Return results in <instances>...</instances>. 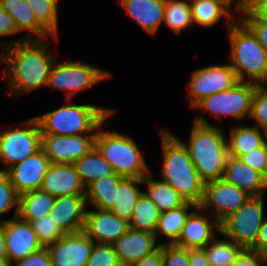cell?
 I'll list each match as a JSON object with an SVG mask.
<instances>
[{"mask_svg":"<svg viewBox=\"0 0 267 266\" xmlns=\"http://www.w3.org/2000/svg\"><path fill=\"white\" fill-rule=\"evenodd\" d=\"M3 47L0 61L5 64L4 76H8L7 86L12 95L47 87L51 68L57 60L44 39L22 37Z\"/></svg>","mask_w":267,"mask_h":266,"instance_id":"obj_1","label":"cell"},{"mask_svg":"<svg viewBox=\"0 0 267 266\" xmlns=\"http://www.w3.org/2000/svg\"><path fill=\"white\" fill-rule=\"evenodd\" d=\"M188 143H184L201 179L209 181L223 178L228 158V143L222 130L197 115Z\"/></svg>","mask_w":267,"mask_h":266,"instance_id":"obj_2","label":"cell"},{"mask_svg":"<svg viewBox=\"0 0 267 266\" xmlns=\"http://www.w3.org/2000/svg\"><path fill=\"white\" fill-rule=\"evenodd\" d=\"M163 149L162 181L173 187L187 202L200 205L205 182L198 174L187 148L169 131L160 132Z\"/></svg>","mask_w":267,"mask_h":266,"instance_id":"obj_3","label":"cell"},{"mask_svg":"<svg viewBox=\"0 0 267 266\" xmlns=\"http://www.w3.org/2000/svg\"><path fill=\"white\" fill-rule=\"evenodd\" d=\"M238 20L239 25L233 22L227 30L230 66L241 82H247V75L248 82L267 84V50L259 43L252 30L241 19Z\"/></svg>","mask_w":267,"mask_h":266,"instance_id":"obj_4","label":"cell"},{"mask_svg":"<svg viewBox=\"0 0 267 266\" xmlns=\"http://www.w3.org/2000/svg\"><path fill=\"white\" fill-rule=\"evenodd\" d=\"M112 109L90 104H65L52 112L35 117L42 134L82 135L96 134L93 131L103 126ZM92 131V133H90Z\"/></svg>","mask_w":267,"mask_h":266,"instance_id":"obj_5","label":"cell"},{"mask_svg":"<svg viewBox=\"0 0 267 266\" xmlns=\"http://www.w3.org/2000/svg\"><path fill=\"white\" fill-rule=\"evenodd\" d=\"M96 131L95 148L123 178H144L150 171L138 145L129 135Z\"/></svg>","mask_w":267,"mask_h":266,"instance_id":"obj_6","label":"cell"},{"mask_svg":"<svg viewBox=\"0 0 267 266\" xmlns=\"http://www.w3.org/2000/svg\"><path fill=\"white\" fill-rule=\"evenodd\" d=\"M263 206V196L250 197L220 222L219 234L232 239L244 249H252L265 219Z\"/></svg>","mask_w":267,"mask_h":266,"instance_id":"obj_7","label":"cell"},{"mask_svg":"<svg viewBox=\"0 0 267 266\" xmlns=\"http://www.w3.org/2000/svg\"><path fill=\"white\" fill-rule=\"evenodd\" d=\"M22 124L24 127L0 131V161L6 164L0 173L42 149V133L37 119Z\"/></svg>","mask_w":267,"mask_h":266,"instance_id":"obj_8","label":"cell"},{"mask_svg":"<svg viewBox=\"0 0 267 266\" xmlns=\"http://www.w3.org/2000/svg\"><path fill=\"white\" fill-rule=\"evenodd\" d=\"M258 85L251 82H238L233 88L207 96L194 109H202L221 116L234 117L241 121L251 115L252 97Z\"/></svg>","mask_w":267,"mask_h":266,"instance_id":"obj_9","label":"cell"},{"mask_svg":"<svg viewBox=\"0 0 267 266\" xmlns=\"http://www.w3.org/2000/svg\"><path fill=\"white\" fill-rule=\"evenodd\" d=\"M53 66L47 86L63 90V92L67 91L66 99L69 100L76 92L111 77L110 73L103 71L101 68L73 60L59 65L54 63Z\"/></svg>","mask_w":267,"mask_h":266,"instance_id":"obj_10","label":"cell"},{"mask_svg":"<svg viewBox=\"0 0 267 266\" xmlns=\"http://www.w3.org/2000/svg\"><path fill=\"white\" fill-rule=\"evenodd\" d=\"M238 82L240 81L230 64L198 68L192 73L188 87L190 107L194 108L207 96L233 88Z\"/></svg>","mask_w":267,"mask_h":266,"instance_id":"obj_11","label":"cell"},{"mask_svg":"<svg viewBox=\"0 0 267 266\" xmlns=\"http://www.w3.org/2000/svg\"><path fill=\"white\" fill-rule=\"evenodd\" d=\"M96 134H42V149L52 164H73L95 147Z\"/></svg>","mask_w":267,"mask_h":266,"instance_id":"obj_12","label":"cell"},{"mask_svg":"<svg viewBox=\"0 0 267 266\" xmlns=\"http://www.w3.org/2000/svg\"><path fill=\"white\" fill-rule=\"evenodd\" d=\"M251 196L224 179L205 183L204 197L199 205L202 210L214 207L210 215L219 222L238 210Z\"/></svg>","mask_w":267,"mask_h":266,"instance_id":"obj_13","label":"cell"},{"mask_svg":"<svg viewBox=\"0 0 267 266\" xmlns=\"http://www.w3.org/2000/svg\"><path fill=\"white\" fill-rule=\"evenodd\" d=\"M94 244L83 231L64 234L46 247L52 266H86Z\"/></svg>","mask_w":267,"mask_h":266,"instance_id":"obj_14","label":"cell"},{"mask_svg":"<svg viewBox=\"0 0 267 266\" xmlns=\"http://www.w3.org/2000/svg\"><path fill=\"white\" fill-rule=\"evenodd\" d=\"M51 162L43 149L8 168L4 174L9 178L20 195L39 190Z\"/></svg>","mask_w":267,"mask_h":266,"instance_id":"obj_15","label":"cell"},{"mask_svg":"<svg viewBox=\"0 0 267 266\" xmlns=\"http://www.w3.org/2000/svg\"><path fill=\"white\" fill-rule=\"evenodd\" d=\"M86 210L83 232L98 244H113L129 230V221L121 219L110 210Z\"/></svg>","mask_w":267,"mask_h":266,"instance_id":"obj_16","label":"cell"},{"mask_svg":"<svg viewBox=\"0 0 267 266\" xmlns=\"http://www.w3.org/2000/svg\"><path fill=\"white\" fill-rule=\"evenodd\" d=\"M4 237L6 257L12 263L43 248L30 222L22 220L19 216L4 220Z\"/></svg>","mask_w":267,"mask_h":266,"instance_id":"obj_17","label":"cell"},{"mask_svg":"<svg viewBox=\"0 0 267 266\" xmlns=\"http://www.w3.org/2000/svg\"><path fill=\"white\" fill-rule=\"evenodd\" d=\"M85 195H64L55 197L50 218L64 234L83 231L86 217Z\"/></svg>","mask_w":267,"mask_h":266,"instance_id":"obj_18","label":"cell"},{"mask_svg":"<svg viewBox=\"0 0 267 266\" xmlns=\"http://www.w3.org/2000/svg\"><path fill=\"white\" fill-rule=\"evenodd\" d=\"M197 210L199 213L193 210L189 215L178 239L173 244L186 249L204 248L215 238L214 232H220V222L216 218L212 217V221H209L210 214L205 216L200 206Z\"/></svg>","mask_w":267,"mask_h":266,"instance_id":"obj_19","label":"cell"},{"mask_svg":"<svg viewBox=\"0 0 267 266\" xmlns=\"http://www.w3.org/2000/svg\"><path fill=\"white\" fill-rule=\"evenodd\" d=\"M40 190L51 196L85 195L86 187L73 164H50Z\"/></svg>","mask_w":267,"mask_h":266,"instance_id":"obj_20","label":"cell"},{"mask_svg":"<svg viewBox=\"0 0 267 266\" xmlns=\"http://www.w3.org/2000/svg\"><path fill=\"white\" fill-rule=\"evenodd\" d=\"M156 240L153 233L129 228L112 246L121 265L130 266L157 250L160 244L156 246Z\"/></svg>","mask_w":267,"mask_h":266,"instance_id":"obj_21","label":"cell"},{"mask_svg":"<svg viewBox=\"0 0 267 266\" xmlns=\"http://www.w3.org/2000/svg\"><path fill=\"white\" fill-rule=\"evenodd\" d=\"M222 179L251 197L263 196L267 189V179L246 165L241 158L228 156Z\"/></svg>","mask_w":267,"mask_h":266,"instance_id":"obj_22","label":"cell"},{"mask_svg":"<svg viewBox=\"0 0 267 266\" xmlns=\"http://www.w3.org/2000/svg\"><path fill=\"white\" fill-rule=\"evenodd\" d=\"M129 16L143 30L155 35L163 23L165 0H119Z\"/></svg>","mask_w":267,"mask_h":266,"instance_id":"obj_23","label":"cell"},{"mask_svg":"<svg viewBox=\"0 0 267 266\" xmlns=\"http://www.w3.org/2000/svg\"><path fill=\"white\" fill-rule=\"evenodd\" d=\"M1 7L9 13L18 32L28 30L26 39H46L50 34L36 21L32 9L25 0H0Z\"/></svg>","mask_w":267,"mask_h":266,"instance_id":"obj_24","label":"cell"},{"mask_svg":"<svg viewBox=\"0 0 267 266\" xmlns=\"http://www.w3.org/2000/svg\"><path fill=\"white\" fill-rule=\"evenodd\" d=\"M265 142L266 131L256 126H238L232 128L230 131V140L227 141L228 155L241 158L244 154L261 147Z\"/></svg>","mask_w":267,"mask_h":266,"instance_id":"obj_25","label":"cell"},{"mask_svg":"<svg viewBox=\"0 0 267 266\" xmlns=\"http://www.w3.org/2000/svg\"><path fill=\"white\" fill-rule=\"evenodd\" d=\"M193 23L204 27H211L226 16L227 29L231 26L233 19L231 9L221 0H190Z\"/></svg>","mask_w":267,"mask_h":266,"instance_id":"obj_26","label":"cell"},{"mask_svg":"<svg viewBox=\"0 0 267 266\" xmlns=\"http://www.w3.org/2000/svg\"><path fill=\"white\" fill-rule=\"evenodd\" d=\"M150 173L143 178V184L147 185L144 193L161 212L179 208L187 203L185 198L167 182L154 180Z\"/></svg>","mask_w":267,"mask_h":266,"instance_id":"obj_27","label":"cell"},{"mask_svg":"<svg viewBox=\"0 0 267 266\" xmlns=\"http://www.w3.org/2000/svg\"><path fill=\"white\" fill-rule=\"evenodd\" d=\"M143 178H123L117 187L115 202L110 211L121 219L129 221L138 199L144 193L138 188Z\"/></svg>","mask_w":267,"mask_h":266,"instance_id":"obj_28","label":"cell"},{"mask_svg":"<svg viewBox=\"0 0 267 266\" xmlns=\"http://www.w3.org/2000/svg\"><path fill=\"white\" fill-rule=\"evenodd\" d=\"M55 197L42 190H34L19 195L18 216L27 222L50 214Z\"/></svg>","mask_w":267,"mask_h":266,"instance_id":"obj_29","label":"cell"},{"mask_svg":"<svg viewBox=\"0 0 267 266\" xmlns=\"http://www.w3.org/2000/svg\"><path fill=\"white\" fill-rule=\"evenodd\" d=\"M123 177L114 174L101 177L86 187V203L90 202L95 208L110 210L115 202L116 191Z\"/></svg>","mask_w":267,"mask_h":266,"instance_id":"obj_30","label":"cell"},{"mask_svg":"<svg viewBox=\"0 0 267 266\" xmlns=\"http://www.w3.org/2000/svg\"><path fill=\"white\" fill-rule=\"evenodd\" d=\"M73 165L85 187L101 177L115 174L113 167L95 147L76 160Z\"/></svg>","mask_w":267,"mask_h":266,"instance_id":"obj_31","label":"cell"},{"mask_svg":"<svg viewBox=\"0 0 267 266\" xmlns=\"http://www.w3.org/2000/svg\"><path fill=\"white\" fill-rule=\"evenodd\" d=\"M192 208H198V205L195 203L187 202L185 205L173 209L161 212L160 218L157 222L155 236L157 238V233L160 232L169 238L167 242L173 244L179 237L182 227L185 225L189 215L192 213H188L187 210Z\"/></svg>","mask_w":267,"mask_h":266,"instance_id":"obj_32","label":"cell"},{"mask_svg":"<svg viewBox=\"0 0 267 266\" xmlns=\"http://www.w3.org/2000/svg\"><path fill=\"white\" fill-rule=\"evenodd\" d=\"M160 215L159 208L143 193L135 205L129 220V227L134 230L155 234Z\"/></svg>","mask_w":267,"mask_h":266,"instance_id":"obj_33","label":"cell"},{"mask_svg":"<svg viewBox=\"0 0 267 266\" xmlns=\"http://www.w3.org/2000/svg\"><path fill=\"white\" fill-rule=\"evenodd\" d=\"M217 241L216 237L203 249L212 266H232L237 257L244 250L232 239Z\"/></svg>","mask_w":267,"mask_h":266,"instance_id":"obj_34","label":"cell"},{"mask_svg":"<svg viewBox=\"0 0 267 266\" xmlns=\"http://www.w3.org/2000/svg\"><path fill=\"white\" fill-rule=\"evenodd\" d=\"M190 0H165L163 22L175 33L193 25Z\"/></svg>","mask_w":267,"mask_h":266,"instance_id":"obj_35","label":"cell"},{"mask_svg":"<svg viewBox=\"0 0 267 266\" xmlns=\"http://www.w3.org/2000/svg\"><path fill=\"white\" fill-rule=\"evenodd\" d=\"M32 12L36 21L53 37L58 39V1L61 0H25Z\"/></svg>","mask_w":267,"mask_h":266,"instance_id":"obj_36","label":"cell"},{"mask_svg":"<svg viewBox=\"0 0 267 266\" xmlns=\"http://www.w3.org/2000/svg\"><path fill=\"white\" fill-rule=\"evenodd\" d=\"M37 239L43 247L53 244L56 240L61 238L64 233L54 223L50 215L43 216L39 219L30 222Z\"/></svg>","mask_w":267,"mask_h":266,"instance_id":"obj_37","label":"cell"},{"mask_svg":"<svg viewBox=\"0 0 267 266\" xmlns=\"http://www.w3.org/2000/svg\"><path fill=\"white\" fill-rule=\"evenodd\" d=\"M250 118L256 121V127L267 132V87L258 85L252 97Z\"/></svg>","mask_w":267,"mask_h":266,"instance_id":"obj_38","label":"cell"},{"mask_svg":"<svg viewBox=\"0 0 267 266\" xmlns=\"http://www.w3.org/2000/svg\"><path fill=\"white\" fill-rule=\"evenodd\" d=\"M14 206L16 210L13 217H16L19 212V194L9 178L4 173H0V215L7 213Z\"/></svg>","mask_w":267,"mask_h":266,"instance_id":"obj_39","label":"cell"},{"mask_svg":"<svg viewBox=\"0 0 267 266\" xmlns=\"http://www.w3.org/2000/svg\"><path fill=\"white\" fill-rule=\"evenodd\" d=\"M86 266H122L112 244H94Z\"/></svg>","mask_w":267,"mask_h":266,"instance_id":"obj_40","label":"cell"},{"mask_svg":"<svg viewBox=\"0 0 267 266\" xmlns=\"http://www.w3.org/2000/svg\"><path fill=\"white\" fill-rule=\"evenodd\" d=\"M236 8L243 13L239 19L267 20V0H239Z\"/></svg>","mask_w":267,"mask_h":266,"instance_id":"obj_41","label":"cell"},{"mask_svg":"<svg viewBox=\"0 0 267 266\" xmlns=\"http://www.w3.org/2000/svg\"><path fill=\"white\" fill-rule=\"evenodd\" d=\"M163 266H189L188 249L175 244L162 243Z\"/></svg>","mask_w":267,"mask_h":266,"instance_id":"obj_42","label":"cell"},{"mask_svg":"<svg viewBox=\"0 0 267 266\" xmlns=\"http://www.w3.org/2000/svg\"><path fill=\"white\" fill-rule=\"evenodd\" d=\"M241 160L267 179V141L261 147L244 154Z\"/></svg>","mask_w":267,"mask_h":266,"instance_id":"obj_43","label":"cell"},{"mask_svg":"<svg viewBox=\"0 0 267 266\" xmlns=\"http://www.w3.org/2000/svg\"><path fill=\"white\" fill-rule=\"evenodd\" d=\"M15 264V266H52L51 257L46 247L17 260Z\"/></svg>","mask_w":267,"mask_h":266,"instance_id":"obj_44","label":"cell"},{"mask_svg":"<svg viewBox=\"0 0 267 266\" xmlns=\"http://www.w3.org/2000/svg\"><path fill=\"white\" fill-rule=\"evenodd\" d=\"M267 263V255L252 249H244L232 266H262Z\"/></svg>","mask_w":267,"mask_h":266,"instance_id":"obj_45","label":"cell"},{"mask_svg":"<svg viewBox=\"0 0 267 266\" xmlns=\"http://www.w3.org/2000/svg\"><path fill=\"white\" fill-rule=\"evenodd\" d=\"M256 35L259 43L267 50V20L241 19Z\"/></svg>","mask_w":267,"mask_h":266,"instance_id":"obj_46","label":"cell"},{"mask_svg":"<svg viewBox=\"0 0 267 266\" xmlns=\"http://www.w3.org/2000/svg\"><path fill=\"white\" fill-rule=\"evenodd\" d=\"M18 33L12 16L0 5V37Z\"/></svg>","mask_w":267,"mask_h":266,"instance_id":"obj_47","label":"cell"},{"mask_svg":"<svg viewBox=\"0 0 267 266\" xmlns=\"http://www.w3.org/2000/svg\"><path fill=\"white\" fill-rule=\"evenodd\" d=\"M130 266H163L162 243L157 250L144 256L141 260L136 261Z\"/></svg>","mask_w":267,"mask_h":266,"instance_id":"obj_48","label":"cell"},{"mask_svg":"<svg viewBox=\"0 0 267 266\" xmlns=\"http://www.w3.org/2000/svg\"><path fill=\"white\" fill-rule=\"evenodd\" d=\"M189 266H212L203 248L188 249Z\"/></svg>","mask_w":267,"mask_h":266,"instance_id":"obj_49","label":"cell"},{"mask_svg":"<svg viewBox=\"0 0 267 266\" xmlns=\"http://www.w3.org/2000/svg\"><path fill=\"white\" fill-rule=\"evenodd\" d=\"M252 250L267 255V218L264 219L255 246Z\"/></svg>","mask_w":267,"mask_h":266,"instance_id":"obj_50","label":"cell"},{"mask_svg":"<svg viewBox=\"0 0 267 266\" xmlns=\"http://www.w3.org/2000/svg\"><path fill=\"white\" fill-rule=\"evenodd\" d=\"M0 256H7L6 241L4 237V221L0 220Z\"/></svg>","mask_w":267,"mask_h":266,"instance_id":"obj_51","label":"cell"},{"mask_svg":"<svg viewBox=\"0 0 267 266\" xmlns=\"http://www.w3.org/2000/svg\"><path fill=\"white\" fill-rule=\"evenodd\" d=\"M13 263L7 257L0 256V266H13Z\"/></svg>","mask_w":267,"mask_h":266,"instance_id":"obj_52","label":"cell"},{"mask_svg":"<svg viewBox=\"0 0 267 266\" xmlns=\"http://www.w3.org/2000/svg\"><path fill=\"white\" fill-rule=\"evenodd\" d=\"M221 1L231 9V5L234 0H221Z\"/></svg>","mask_w":267,"mask_h":266,"instance_id":"obj_53","label":"cell"}]
</instances>
